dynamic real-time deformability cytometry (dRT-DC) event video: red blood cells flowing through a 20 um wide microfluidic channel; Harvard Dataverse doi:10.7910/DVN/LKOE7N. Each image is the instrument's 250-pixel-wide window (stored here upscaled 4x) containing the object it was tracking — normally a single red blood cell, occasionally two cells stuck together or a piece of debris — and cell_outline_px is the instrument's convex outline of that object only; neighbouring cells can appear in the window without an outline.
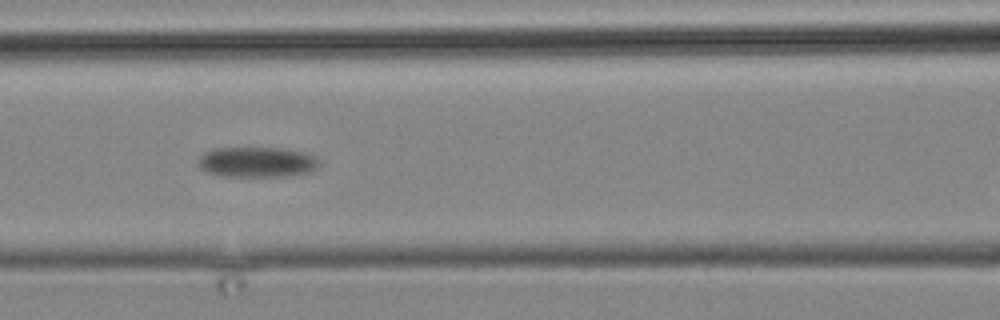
{"species": "common noctule bat (a hibernating species)", "species_latin": "Nyctalus noctula", "temperature_condition": "cold", "stored_images_in_passage": 7, "segment_of_instrument_passage": [1, 2], "camera_frame_rate_fps": 3000, "um_per_image_px": 0.085, "animal": {"sex": "male", "body_mass_g": 19.2, "forearm_length_mm": 51.8}, "frame": {"image": 1, "passage_image": 5, "time_ms": 4.667, "image_size_px": [1000, 320], "cell_outline_px": [[320, 164], [312, 172], [288, 176], [224, 176], [204, 172], [200, 168], [196, 160], [204, 152], [212, 148], [284, 148], [308, 152], [316, 156], [320, 160]], "centroid_in_image_um": [21.87, 13.77], "position_along_channel_um": 144.7, "area_um2": 21.91}}